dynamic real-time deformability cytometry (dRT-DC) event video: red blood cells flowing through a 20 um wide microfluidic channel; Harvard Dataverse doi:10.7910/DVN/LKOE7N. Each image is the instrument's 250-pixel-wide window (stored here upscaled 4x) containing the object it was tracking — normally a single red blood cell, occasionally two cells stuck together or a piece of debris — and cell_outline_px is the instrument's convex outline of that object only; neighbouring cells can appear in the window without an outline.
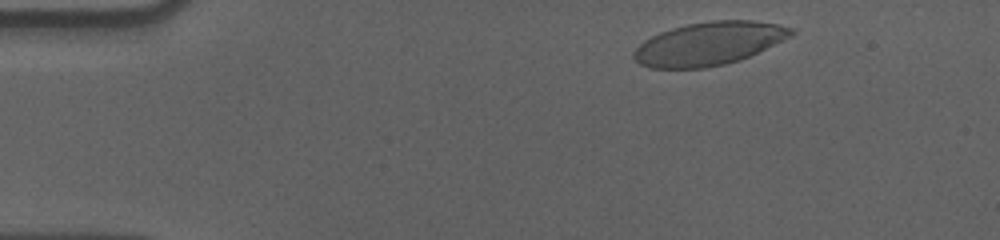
{"species": "human", "species_latin": "Homo sapiens", "temperature_condition": "cold", "stored_images_in_passage": 52, "camera_frame_rate_fps": 3000, "um_per_image_px": 0.085, "donor": {"sex": "male"}, "frame": {"image": 1, "passage_image": 3, "time_ms": 0.667, "image_size_px": [1000, 240], "cell_outline_px": [[796, 32], [792, 36], [740, 60], [724, 64], [704, 68], [652, 68], [640, 64], [632, 56], [632, 52], [644, 40], [660, 32], [672, 28], [688, 24], [712, 20], [752, 20], [776, 24], [792, 28]], "centroid_in_image_um": [60.25, 3.7], "position_along_channel_um": 24.8, "area_um2": 39.42}}
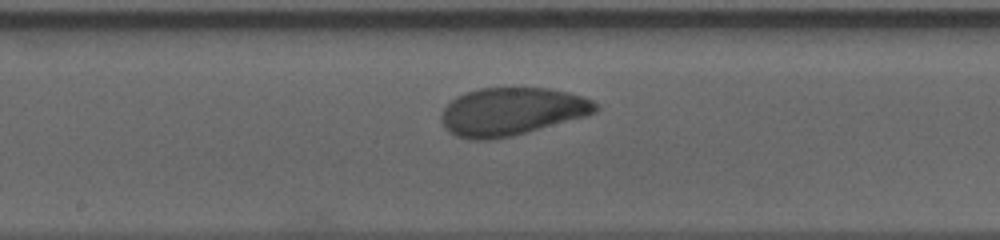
{"frame": {"image": 2, "passage_image": 25, "time_ms": 8.0, "image_size_px": [1000, 240], "cell_outline_px": [[600, 104], [596, 112], [584, 116], [512, 136], [492, 140], [468, 140], [456, 136], [448, 132], [444, 128], [440, 116], [444, 108], [456, 96], [464, 92], [480, 88], [552, 88], [584, 96]], "centroid_in_image_um": [43.47, 9.48], "position_along_channel_um": 204.7, "area_um2": 43.23}}
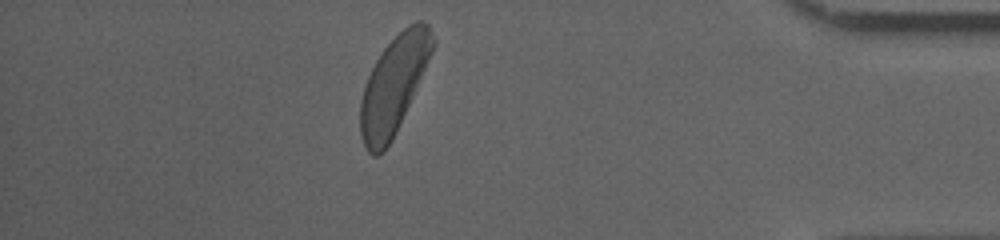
{"frame": {"image": 3, "passage_image": 45, "time_ms": 14.667, "image_size_px": [1000, 240], "cell_outline_px": [[436, 44], [392, 140], [384, 152], [380, 156], [372, 156], [368, 152], [360, 136], [360, 100], [364, 84], [376, 60], [384, 48], [408, 24], [416, 20], [424, 20], [428, 24], [436, 40]], "centroid_in_image_um": [33.46, 7.22], "position_along_channel_um": 401.7, "area_um2": 40.75}, "authors_computed_cell_mechanics": {"area_um2": 41.8472, "velocity_mm_per_s": 3.5451, "shape_relaxation_time_tau1_ms": 3.0196, "shape_relaxation_time_tau2_ms": 1.3727, "deformation_change_tau1": 0.1332, "deformation_change_tau2": 0.0617}}